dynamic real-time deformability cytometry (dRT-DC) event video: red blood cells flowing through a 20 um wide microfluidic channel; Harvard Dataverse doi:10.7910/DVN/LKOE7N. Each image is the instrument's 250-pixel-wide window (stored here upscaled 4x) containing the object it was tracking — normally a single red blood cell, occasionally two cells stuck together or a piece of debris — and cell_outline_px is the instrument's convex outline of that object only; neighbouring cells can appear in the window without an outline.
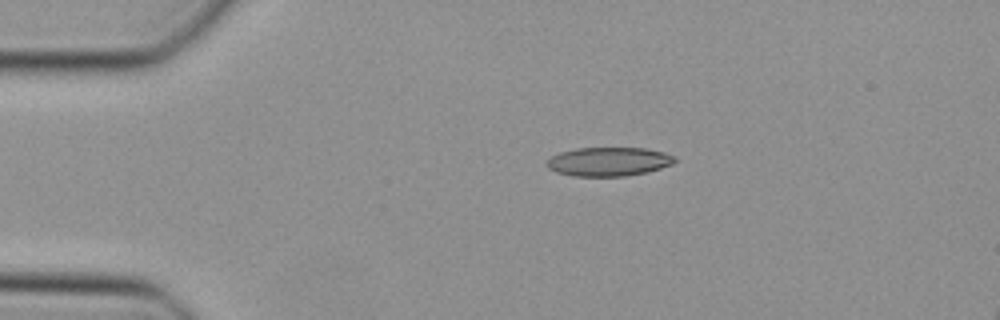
{"species": "Egyptian fruit bat (a non-hibernating species)", "species_latin": "Rousettus aegyptiacus", "temperature_condition": "cold", "stored_images_in_passage": 43, "camera_frame_rate_fps": 3000, "um_per_image_px": 0.085, "animal": {"sex": "female"}, "frame": {"image": 1, "passage_image": 9, "time_ms": 2.667, "image_size_px": [1000, 320], "cell_outline_px": [[676, 160], [672, 164], [648, 172], [624, 176], [572, 176], [556, 172], [548, 168], [544, 164], [552, 156], [560, 152], [576, 148], [644, 148], [664, 152], [676, 156]], "centroid_in_image_um": [51.73, 13.74], "position_along_channel_um": 33.3, "area_um2": 21.62}}
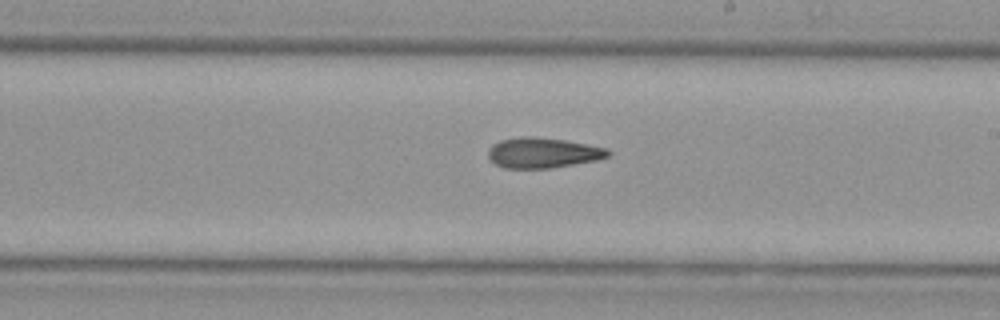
{"frame": {"image": 2, "passage_image": 27, "time_ms": 8.667, "image_size_px": [1000, 320], "cell_outline_px": [[612, 152], [608, 156], [596, 160], [548, 168], [504, 168], [496, 164], [488, 156], [488, 148], [492, 144], [500, 140], [520, 136], [532, 136], [564, 140], [588, 144], [608, 148]], "centroid_in_image_um": [46.13, 12.97], "position_along_channel_um": 242.9, "area_um2": 21.15}}
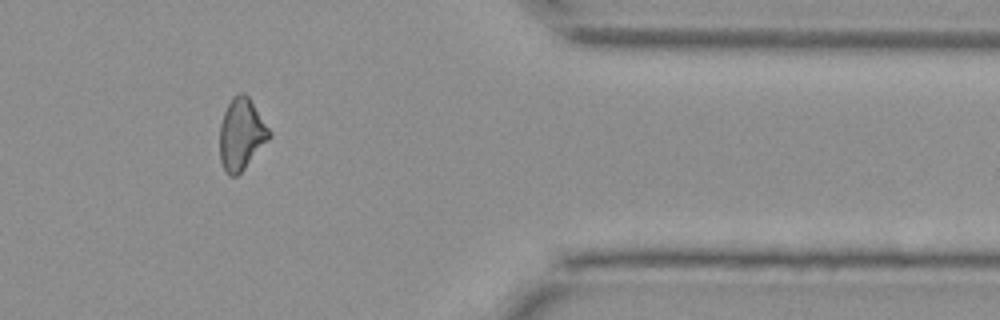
{"frame": {"image": 3, "passage_image": 39, "time_ms": 12.667, "image_size_px": [1000, 320], "cell_outline_px": [[272, 136], [244, 168], [236, 176], [228, 176], [224, 172], [220, 160], [220, 124], [224, 112], [232, 96], [240, 92], [244, 92], [248, 96], [272, 132]], "centroid_in_image_um": [20.51, 11.4], "position_along_channel_um": 390.9, "area_um2": 20.69}}